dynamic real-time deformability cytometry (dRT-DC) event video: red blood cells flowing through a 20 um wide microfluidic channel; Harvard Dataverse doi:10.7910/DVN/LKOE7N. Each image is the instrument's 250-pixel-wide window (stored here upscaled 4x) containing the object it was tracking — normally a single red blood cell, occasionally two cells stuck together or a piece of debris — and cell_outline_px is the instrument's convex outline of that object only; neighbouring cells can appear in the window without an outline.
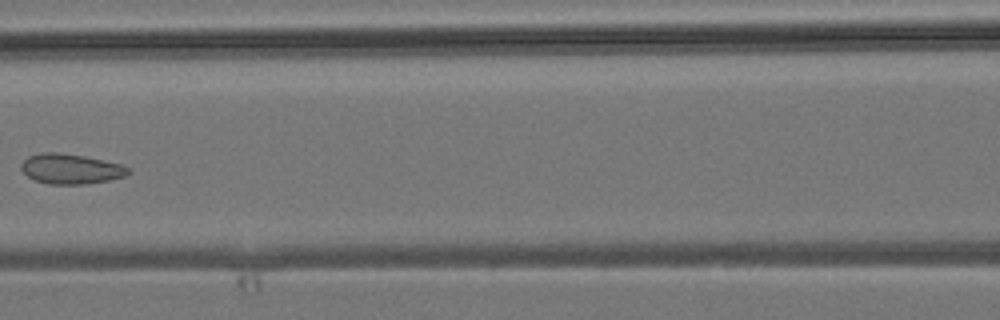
{"species": "common noctule bat (a hibernating species)", "species_latin": "Nyctalus noctula", "temperature_condition": "room temperature", "stored_images_in_passage": 6, "camera_frame_rate_fps": 3000, "um_per_image_px": 0.085, "animal": {"sex": "male", "body_mass_g": 19.2, "forearm_length_mm": 51.8}, "frame": {"image": 1, "passage_image": 6, "time_ms": 5.667, "image_size_px": [1000, 320], "cell_outline_px": [[132, 172], [124, 176], [108, 180], [84, 184], [48, 184], [32, 180], [20, 168], [20, 164], [28, 156], [40, 152], [56, 152], [84, 156], [104, 160], [120, 164], [132, 168]], "centroid_in_image_um": [6.01, 14.35], "position_along_channel_um": 160.6, "area_um2": 18.9}}